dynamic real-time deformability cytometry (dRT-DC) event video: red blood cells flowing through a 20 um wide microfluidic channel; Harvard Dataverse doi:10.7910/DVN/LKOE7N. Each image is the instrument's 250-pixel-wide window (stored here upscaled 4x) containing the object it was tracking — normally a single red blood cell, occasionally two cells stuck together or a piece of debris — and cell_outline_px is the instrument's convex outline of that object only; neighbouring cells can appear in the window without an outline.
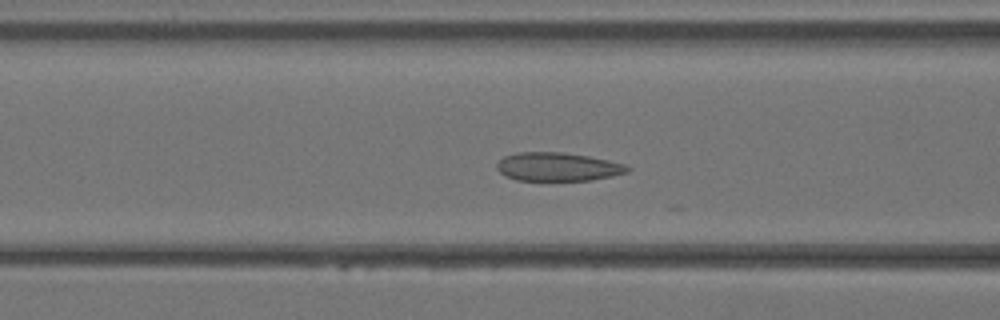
{"species": "Egyptian fruit bat (a non-hibernating species)", "species_latin": "Rousettus aegyptiacus", "temperature_condition": "warm", "stored_images_in_passage": 10, "camera_frame_rate_fps": 3000, "um_per_image_px": 0.085, "animal": {"sex": "female"}, "frame": {"image": 1, "passage_image": 6, "time_ms": 1.667, "image_size_px": [1000, 320], "cell_outline_px": [[632, 168], [628, 172], [612, 176], [592, 180], [516, 180], [504, 176], [496, 168], [496, 164], [504, 156], [516, 152], [564, 152], [588, 156], [608, 160], [624, 164]], "centroid_in_image_um": [47.39, 14.17], "position_along_channel_um": 119.2, "area_um2": 21.79}}
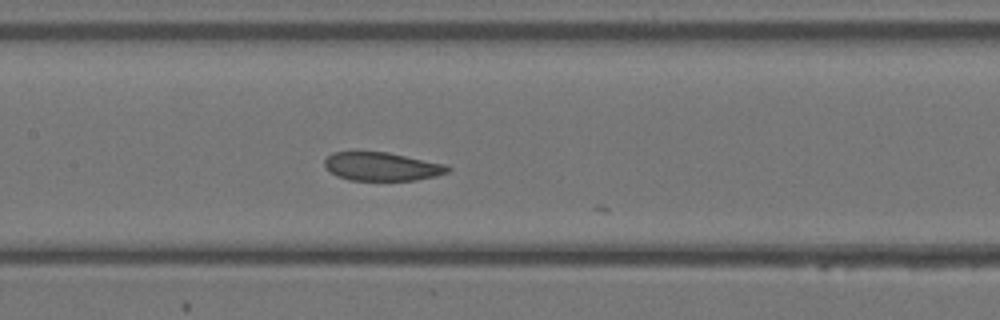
{"frame": {"image": 2, "passage_image": 9, "time_ms": 2.667, "image_size_px": [1000, 320], "cell_outline_px": [[452, 168], [448, 172], [436, 176], [416, 180], [348, 180], [336, 176], [324, 168], [324, 160], [332, 152], [388, 152], [444, 164]], "centroid_in_image_um": [32.42, 14.16], "position_along_channel_um": 175.0, "area_um2": 20.46}}